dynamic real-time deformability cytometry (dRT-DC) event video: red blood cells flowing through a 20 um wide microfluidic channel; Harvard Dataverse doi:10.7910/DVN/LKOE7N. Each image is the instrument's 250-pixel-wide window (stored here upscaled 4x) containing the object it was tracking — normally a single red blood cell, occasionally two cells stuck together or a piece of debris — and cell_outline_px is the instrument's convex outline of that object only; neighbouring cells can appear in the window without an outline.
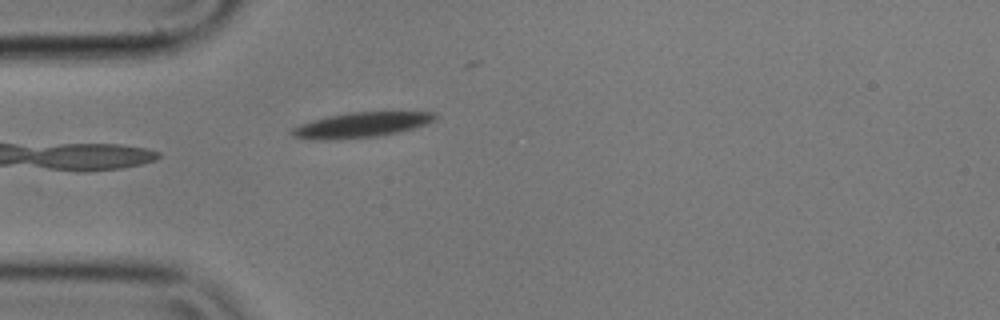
{"species": "common noctule bat (a hibernating species)", "species_latin": "Nyctalus noctula", "temperature_condition": "cold", "stored_images_in_passage": 5, "camera_frame_rate_fps": 3000, "um_per_image_px": 0.085, "animal": {"sex": "male", "body_mass_g": 17.9}, "frame": {"image": 1, "passage_image": 5, "time_ms": 1.333, "image_size_px": [1000, 320], "cell_outline_px": [[436, 120], [412, 128], [396, 132], [376, 136], [324, 140], [292, 136], [288, 132], [292, 128], [300, 124], [312, 120], [328, 116], [348, 112], [436, 112]], "centroid_in_image_um": [30.66, 10.6], "position_along_channel_um": 54.3, "area_um2": 20.58}}